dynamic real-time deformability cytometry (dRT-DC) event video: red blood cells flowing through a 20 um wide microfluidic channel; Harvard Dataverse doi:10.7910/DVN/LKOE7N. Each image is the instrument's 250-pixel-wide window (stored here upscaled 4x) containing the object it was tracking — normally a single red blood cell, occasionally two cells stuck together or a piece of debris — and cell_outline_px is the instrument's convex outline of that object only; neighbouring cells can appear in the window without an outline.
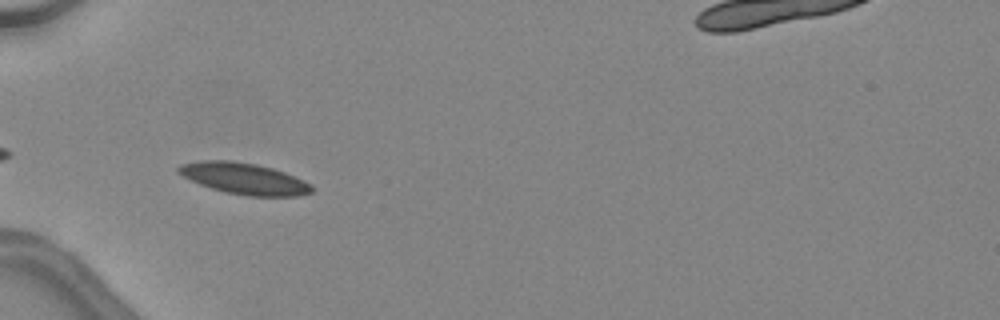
{"species": "common noctule bat (a hibernating species)", "species_latin": "Nyctalus noctula", "temperature_condition": "warm", "stored_images_in_passage": 10, "camera_frame_rate_fps": 3000, "um_per_image_px": 0.085, "animal": {"sex": "female", "body_mass_g": 24.6, "forearm_length_mm": 56.2}, "frame": {"image": 1, "passage_image": 2, "time_ms": 0.333, "image_size_px": [1000, 320], "cell_outline_px": [[316, 188], [312, 192], [300, 196], [248, 196], [224, 192], [200, 184], [176, 172], [176, 168], [180, 164], [200, 160], [232, 160], [256, 164], [272, 168], [284, 172], [304, 180], [312, 184]], "centroid_in_image_um": [20.78, 15.17], "position_along_channel_um": 64.2, "area_um2": 24.51}}